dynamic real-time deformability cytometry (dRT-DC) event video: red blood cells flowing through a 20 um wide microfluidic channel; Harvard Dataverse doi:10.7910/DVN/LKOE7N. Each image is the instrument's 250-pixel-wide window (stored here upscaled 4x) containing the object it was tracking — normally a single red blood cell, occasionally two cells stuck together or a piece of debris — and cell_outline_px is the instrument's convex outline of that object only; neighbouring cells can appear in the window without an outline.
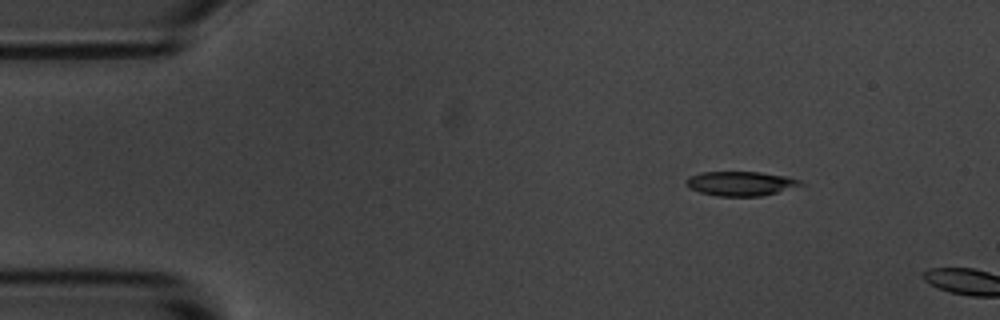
{"species": "common noctule bat (a hibernating species)", "species_latin": "Nyctalus noctula", "temperature_condition": "room temperature", "stored_images_in_passage": 2, "camera_frame_rate_fps": 3000, "um_per_image_px": 0.085, "animal": {"sex": "male", "body_mass_g": 20.1, "forearm_length_mm": 53.5}, "frame": {"image": 1, "passage_image": 1, "time_ms": 0.0, "image_size_px": [1000, 320], "cell_outline_px": [[808, 184], [760, 196], [720, 196], [700, 192], [688, 188], [684, 184], [684, 180], [688, 176], [700, 172], [760, 172], [788, 176], [800, 180]], "centroid_in_image_um": [62.94, 15.59], "position_along_channel_um": 22.1, "area_um2": 16.47}}